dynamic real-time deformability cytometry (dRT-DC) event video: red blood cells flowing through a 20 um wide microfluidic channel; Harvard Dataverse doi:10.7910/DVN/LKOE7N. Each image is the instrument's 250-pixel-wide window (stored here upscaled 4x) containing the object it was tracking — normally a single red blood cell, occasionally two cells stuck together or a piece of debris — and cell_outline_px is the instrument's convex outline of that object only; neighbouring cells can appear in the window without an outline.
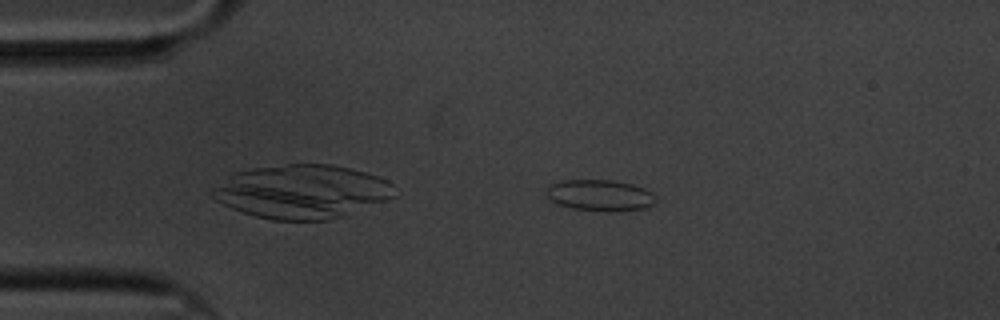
{"species": "common noctule bat (a hibernating species)", "species_latin": "Nyctalus noctula", "temperature_condition": "cold", "stored_images_in_passage": 55, "camera_frame_rate_fps": 3000, "um_per_image_px": 0.085, "animal": {"sex": "male", "body_mass_g": 20.1, "forearm_length_mm": 53.5}, "frame": {"image": 1, "passage_image": 7, "time_ms": 2.0, "image_size_px": [1000, 320], "cell_outline_px": [[656, 200], [648, 208], [572, 208], [560, 204], [552, 200], [548, 196], [548, 184], [560, 180], [612, 180], [632, 184], [644, 188]], "centroid_in_image_um": [50.94, 16.53], "position_along_channel_um": 34.1, "area_um2": 18.61}}
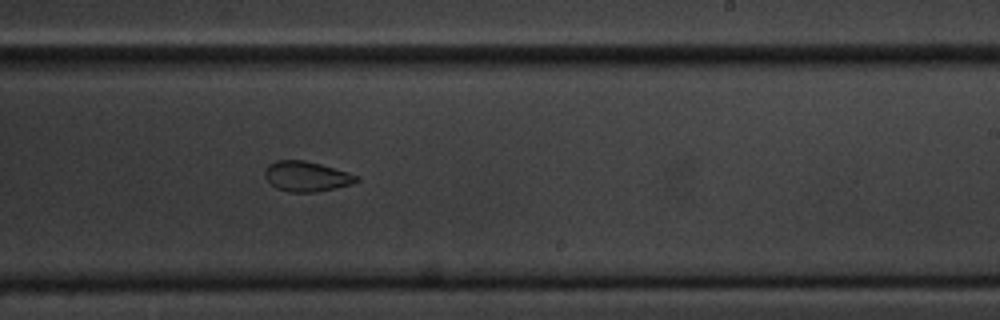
{"frame": {"image": 2, "passage_image": 31, "time_ms": 10.0, "image_size_px": [1000, 320], "cell_outline_px": [[360, 180], [352, 184], [336, 188], [312, 192], [288, 192], [276, 188], [264, 176], [264, 172], [268, 164], [276, 160], [304, 160], [320, 164], [348, 172], [360, 176]], "centroid_in_image_um": [26.06, 14.99], "position_along_channel_um": 262.9, "area_um2": 16.13}}
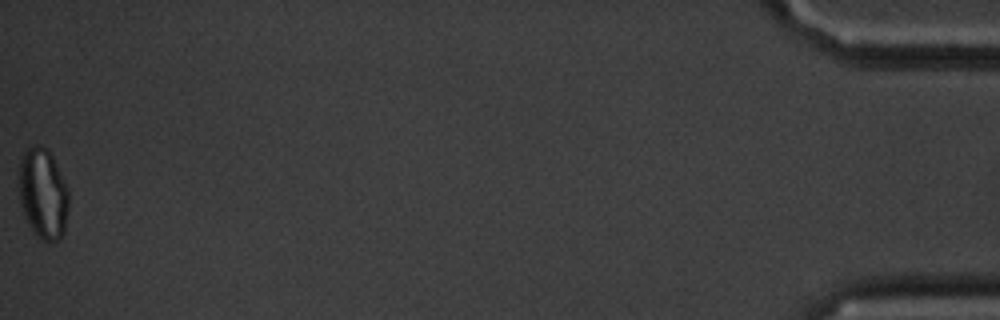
{"frame": {"image": 3, "passage_image": 55, "time_ms": 18.0, "image_size_px": [1000, 320], "cell_outline_px": [[68, 212], [64, 232], [56, 240], [48, 244], [36, 236], [32, 232], [24, 216], [20, 204], [20, 160], [24, 148], [28, 144], [48, 148], [68, 188]], "centroid_in_image_um": [3.65, 16.47], "position_along_channel_um": 431.5, "area_um2": 26.59}, "authors_computed_cell_mechanics": {"area_um2": 18.2648, "velocity_mm_per_s": 3.3266, "shape_relaxation_time_tau1_ms": null, "shape_relaxation_time_tau2_ms": 3.1548, "deformation_change_tau1": null, "deformation_change_tau2": 0.08}}